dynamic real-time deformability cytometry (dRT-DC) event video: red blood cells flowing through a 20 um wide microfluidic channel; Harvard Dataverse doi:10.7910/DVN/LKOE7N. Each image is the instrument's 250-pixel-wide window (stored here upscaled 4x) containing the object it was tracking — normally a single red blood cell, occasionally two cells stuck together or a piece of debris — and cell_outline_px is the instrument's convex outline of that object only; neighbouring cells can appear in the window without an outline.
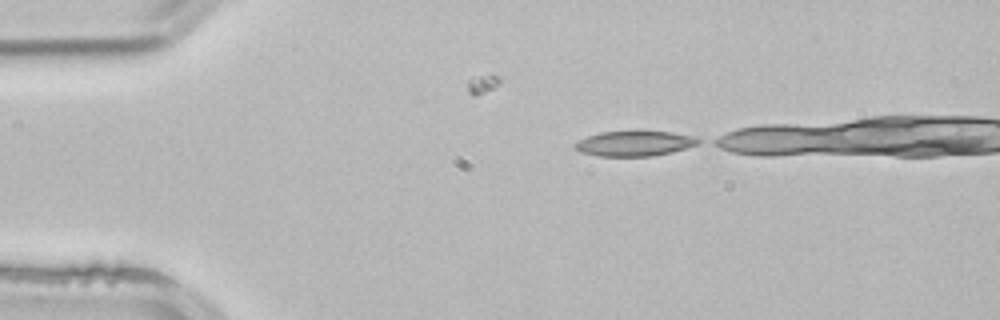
{"species": "common noctule bat (a hibernating species)", "species_latin": "Nyctalus noctula", "temperature_condition": "room temperature", "stored_images_in_passage": 8, "camera_frame_rate_fps": 3000, "um_per_image_px": 0.085, "animal": {"sex": "male", "body_mass_g": 21.5, "forearm_length_mm": 52.0}, "frame": {"image": 1, "passage_image": 8, "time_ms": 2.333, "image_size_px": [1000, 320], "cell_outline_px": [[704, 140], [700, 144], [672, 152], [652, 156], [596, 156], [580, 152], [572, 144], [588, 136], [600, 132], [636, 128], [640, 128], [672, 132], [696, 136]], "centroid_in_image_um": [54.0, 12.14], "position_along_channel_um": 31.0, "area_um2": 19.19}}